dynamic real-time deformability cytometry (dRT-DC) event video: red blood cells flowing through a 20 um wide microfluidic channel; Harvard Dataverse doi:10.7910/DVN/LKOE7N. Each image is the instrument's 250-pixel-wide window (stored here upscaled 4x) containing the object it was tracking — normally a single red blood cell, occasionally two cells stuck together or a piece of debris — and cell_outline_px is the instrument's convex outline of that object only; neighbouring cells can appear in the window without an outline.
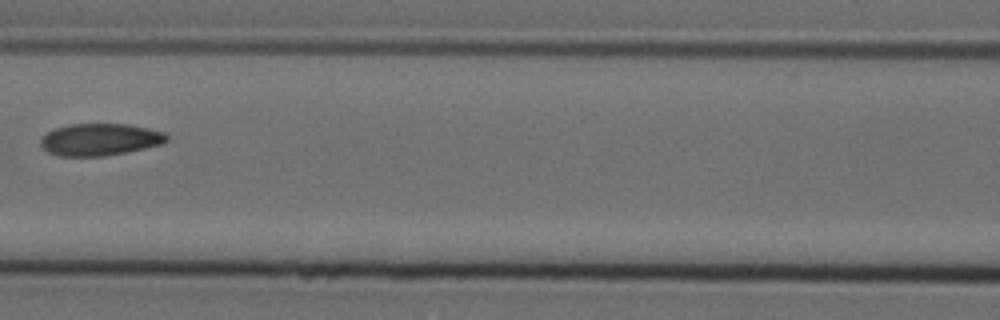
{"species": "Egyptian fruit bat (a non-hibernating species)", "species_latin": "Rousettus aegyptiacus", "temperature_condition": "cold", "stored_images_in_passage": 9, "camera_frame_rate_fps": 3000, "um_per_image_px": 0.085, "animal": {"sex": "female"}, "frame": {"image": 1, "passage_image": 7, "time_ms": 2.0, "image_size_px": [1000, 320], "cell_outline_px": [[168, 140], [160, 144], [144, 148], [104, 156], [60, 156], [48, 152], [40, 144], [40, 140], [48, 132], [56, 128], [68, 124], [128, 124], [148, 128], [164, 132], [168, 136]], "centroid_in_image_um": [8.49, 11.85], "position_along_channel_um": 158.1, "area_um2": 23.35}}
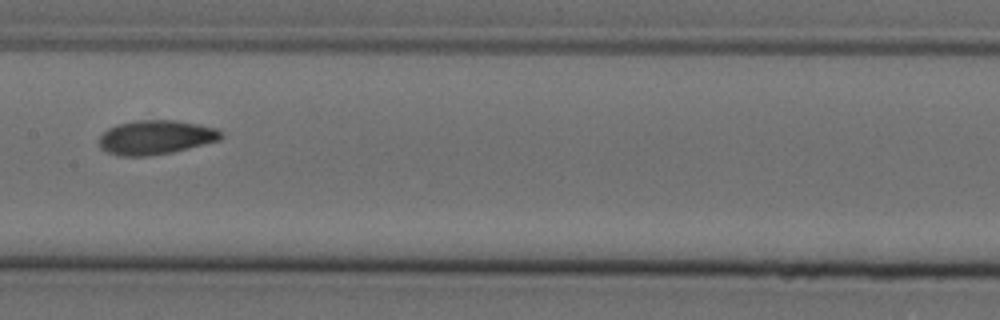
{"frame": {"image": 2, "passage_image": 8, "time_ms": 2.333, "image_size_px": [1000, 320], "cell_outline_px": [[224, 136], [220, 140], [172, 152], [148, 156], [116, 156], [100, 148], [100, 136], [108, 128], [120, 124], [136, 120], [176, 120], [200, 124], [216, 128], [224, 132]], "centroid_in_image_um": [13.27, 11.67], "position_along_channel_um": 194.1, "area_um2": 24.39}}